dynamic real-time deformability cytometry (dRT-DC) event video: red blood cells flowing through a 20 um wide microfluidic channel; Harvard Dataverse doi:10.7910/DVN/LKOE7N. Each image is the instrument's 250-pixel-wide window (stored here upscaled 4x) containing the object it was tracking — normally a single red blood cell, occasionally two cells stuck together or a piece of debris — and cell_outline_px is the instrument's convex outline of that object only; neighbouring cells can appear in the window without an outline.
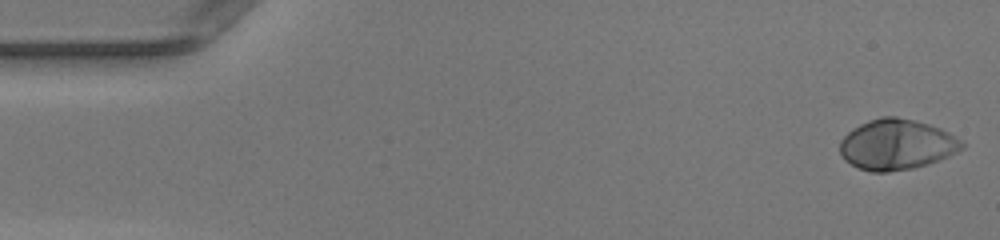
{"species": "human", "species_latin": "Homo sapiens", "temperature_condition": "warm", "stored_images_in_passage": 49, "camera_frame_rate_fps": 3000, "um_per_image_px": 0.085, "donor": {"sex": "female"}, "frame": {"image": 1, "passage_image": 1, "time_ms": 0.0, "image_size_px": [1000, 240], "cell_outline_px": [[964, 148], [940, 160], [928, 164], [912, 168], [888, 172], [872, 172], [860, 168], [844, 160], [840, 152], [840, 140], [852, 128], [868, 120], [880, 116], [896, 116], [916, 120], [940, 128], [956, 136], [964, 144]], "centroid_in_image_um": [76.21, 12.27], "position_along_channel_um": 8.8, "area_um2": 36.01}}
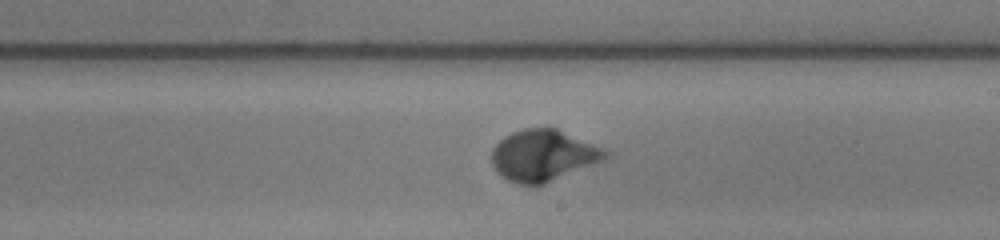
{"frame": {"image": 2, "passage_image": 28, "time_ms": 9.0, "image_size_px": [1000, 240], "cell_outline_px": [[612, 152], [604, 160], [544, 184], [516, 184], [500, 176], [496, 172], [492, 164], [492, 148], [504, 136], [512, 132], [524, 128], [556, 128], [604, 148]], "centroid_in_image_um": [46.17, 13.21], "position_along_channel_um": 242.8, "area_um2": 34.04}}
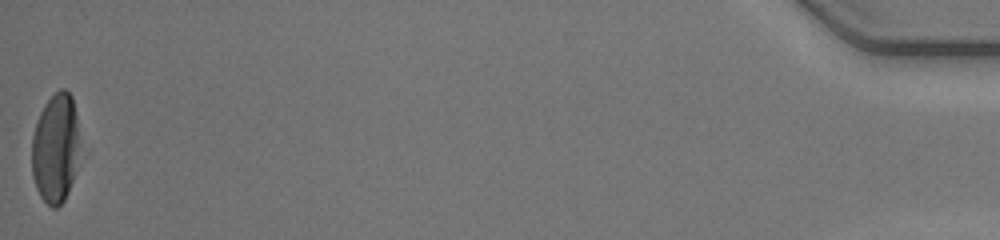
{"frame": {"image": 3, "passage_image": 49, "time_ms": 16.0, "image_size_px": [1000, 240], "cell_outline_px": [[80, 152], [76, 172], [68, 192], [64, 200], [56, 208], [52, 208], [40, 196], [36, 188], [32, 176], [32, 136], [40, 112], [44, 104], [60, 88], [64, 88], [72, 96], [76, 116], [80, 144]], "centroid_in_image_um": [4.73, 12.61], "position_along_channel_um": 430.5, "area_um2": 30.92}, "authors_computed_cell_mechanics": {"area_um2": 33.7552, "velocity_mm_per_s": 4.1793, "shape_relaxation_time_tau1_ms": 3.163, "shape_relaxation_time_tau2_ms": null, "deformation_change_tau1": 0.2365, "deformation_change_tau2": null}}